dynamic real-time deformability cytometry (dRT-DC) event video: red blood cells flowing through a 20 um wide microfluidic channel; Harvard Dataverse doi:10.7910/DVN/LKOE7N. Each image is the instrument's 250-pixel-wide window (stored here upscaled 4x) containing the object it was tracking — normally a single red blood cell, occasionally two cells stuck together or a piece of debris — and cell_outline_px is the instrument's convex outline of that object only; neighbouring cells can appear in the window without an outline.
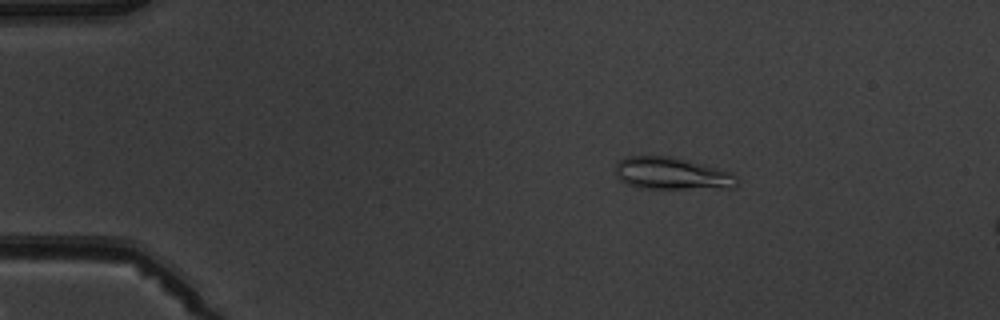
{"species": "common noctule bat (a hibernating species)", "species_latin": "Nyctalus noctula", "temperature_condition": "warm", "stored_images_in_passage": 5, "camera_frame_rate_fps": 3000, "um_per_image_px": 0.085, "animal": {"sex": "male", "body_mass_g": 19.5, "forearm_length_mm": 54.6}, "frame": {"image": 1, "passage_image": 3, "time_ms": 2.333, "image_size_px": [1000, 320], "cell_outline_px": [[736, 188], [636, 188], [620, 180], [616, 176], [616, 164], [620, 160], [628, 156], [672, 156], [704, 164], [732, 172], [736, 176]], "centroid_in_image_um": [57.1, 14.75], "position_along_channel_um": 27.9, "area_um2": 22.83}}